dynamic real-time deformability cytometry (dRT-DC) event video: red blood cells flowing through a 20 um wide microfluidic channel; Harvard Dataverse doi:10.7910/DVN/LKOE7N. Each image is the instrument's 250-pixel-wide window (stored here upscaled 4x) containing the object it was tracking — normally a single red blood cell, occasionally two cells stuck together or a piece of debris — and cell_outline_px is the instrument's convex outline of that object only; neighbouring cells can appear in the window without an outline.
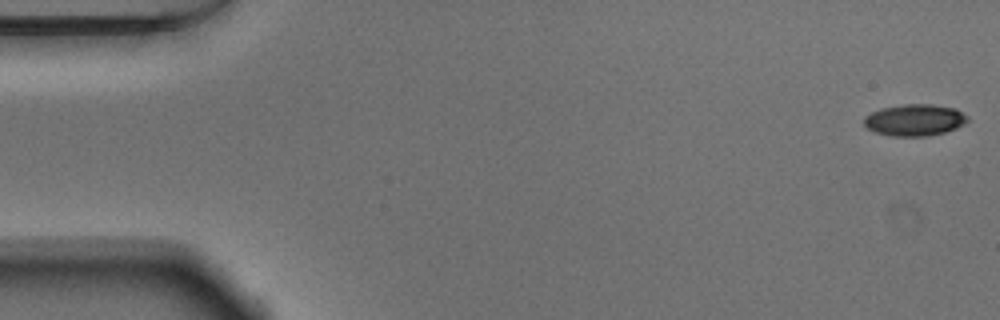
{"species": "Egyptian fruit bat (a non-hibernating species)", "species_latin": "Rousettus aegyptiacus", "temperature_condition": "warm", "stored_images_in_passage": 53, "camera_frame_rate_fps": 3000, "um_per_image_px": 0.085, "animal": {"sex": "male"}, "frame": {"image": 1, "passage_image": 1, "time_ms": 0.0, "image_size_px": [1000, 320], "cell_outline_px": [[968, 120], [964, 124], [956, 128], [944, 132], [928, 136], [892, 136], [876, 132], [868, 128], [864, 124], [864, 116], [880, 108], [904, 104], [932, 104], [956, 108], [968, 116]], "centroid_in_image_um": [77.76, 10.19], "position_along_channel_um": 7.2, "area_um2": 19.13}}
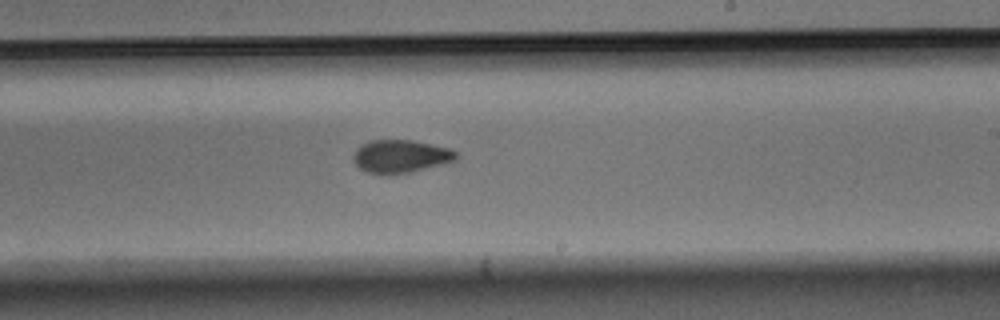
{"frame": {"image": 2, "passage_image": 31, "time_ms": 10.0, "image_size_px": [1000, 320], "cell_outline_px": [[456, 160], [444, 164], [408, 172], [368, 172], [360, 168], [352, 160], [352, 156], [356, 148], [372, 140], [412, 140], [452, 148], [456, 152]], "centroid_in_image_um": [34.08, 13.25], "position_along_channel_um": 254.9, "area_um2": 19.31}}
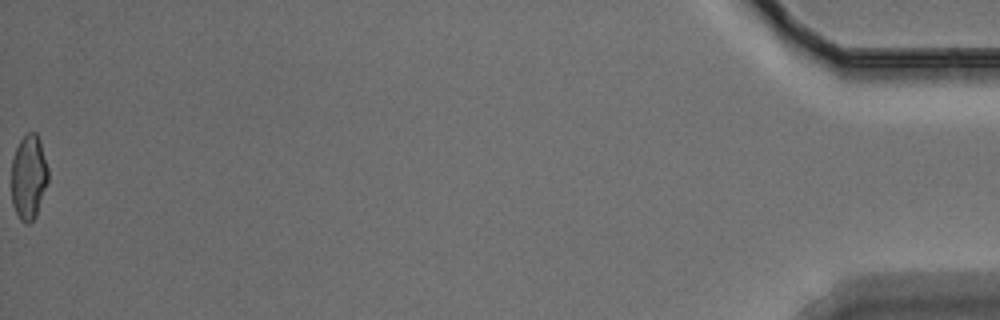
{"frame": {"image": 3, "passage_image": 53, "time_ms": 17.333, "image_size_px": [1000, 320], "cell_outline_px": [[48, 180], [36, 216], [28, 224], [24, 224], [20, 220], [12, 204], [12, 160], [16, 148], [20, 140], [28, 132], [36, 132], [40, 140], [48, 168]], "centroid_in_image_um": [2.44, 15.06], "position_along_channel_um": 432.8, "area_um2": 18.09}, "authors_computed_cell_mechanics": {"area_um2": 19.4786, "velocity_mm_per_s": 3.8328, "shape_relaxation_time_tau1_ms": 4.5472, "shape_relaxation_time_tau2_ms": 2.2058, "deformation_change_tau1": 0.1367, "deformation_change_tau2": 0.0662}}